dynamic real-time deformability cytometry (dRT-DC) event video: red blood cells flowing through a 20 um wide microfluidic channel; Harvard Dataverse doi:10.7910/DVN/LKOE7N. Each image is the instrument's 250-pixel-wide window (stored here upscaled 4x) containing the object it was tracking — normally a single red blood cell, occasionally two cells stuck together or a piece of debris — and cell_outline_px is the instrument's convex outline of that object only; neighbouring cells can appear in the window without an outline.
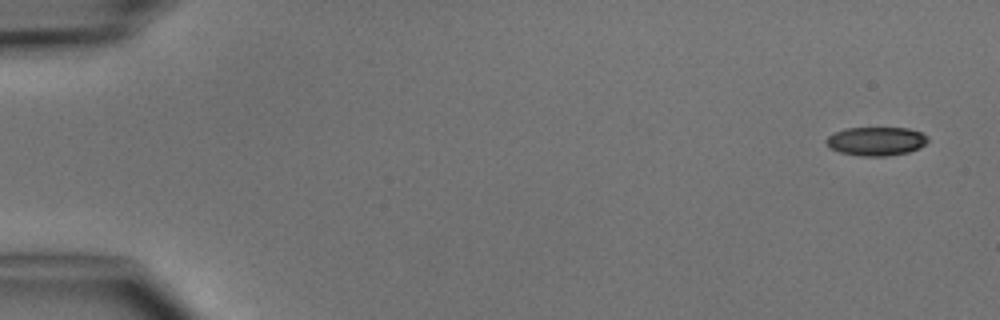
{"species": "common noctule bat (a hibernating species)", "species_latin": "Nyctalus noctula", "temperature_condition": "cold", "stored_images_in_passage": 3, "camera_frame_rate_fps": 3000, "um_per_image_px": 0.085, "animal": {"sex": "male", "body_mass_g": 15.6}, "frame": {"image": 1, "passage_image": 1, "time_ms": 0.0, "image_size_px": [1000, 320], "cell_outline_px": [[928, 140], [920, 148], [908, 152], [884, 156], [860, 156], [840, 152], [828, 148], [824, 140], [828, 136], [844, 128], [908, 128], [920, 132], [928, 136]], "centroid_in_image_um": [74.44, 12.0], "position_along_channel_um": 10.6, "area_um2": 17.05}}